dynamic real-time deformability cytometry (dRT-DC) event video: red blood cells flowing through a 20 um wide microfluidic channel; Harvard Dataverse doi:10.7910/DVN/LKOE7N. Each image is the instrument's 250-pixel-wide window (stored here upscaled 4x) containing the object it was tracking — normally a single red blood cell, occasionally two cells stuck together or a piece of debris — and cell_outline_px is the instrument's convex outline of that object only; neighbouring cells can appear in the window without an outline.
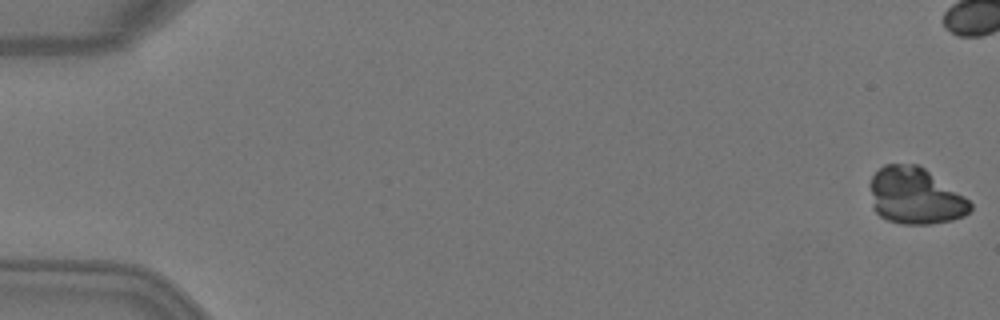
{"species": "Egyptian fruit bat (a non-hibernating species)", "species_latin": "Rousettus aegyptiacus", "temperature_condition": "warm", "stored_images_in_passage": 4, "camera_frame_rate_fps": 3000, "um_per_image_px": 0.085, "animal": {"sex": "female"}, "frame": {"image": 1, "passage_image": 1, "time_ms": 0.0, "image_size_px": [1000, 320], "cell_outline_px": [[972, 208], [964, 216], [952, 220], [932, 224], [900, 224], [888, 220], [880, 216], [872, 208], [872, 176], [884, 164], [920, 164], [964, 196], [972, 204]], "centroid_in_image_um": [77.81, 16.66], "position_along_channel_um": 7.2, "area_um2": 32.95}}